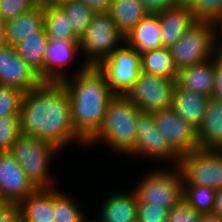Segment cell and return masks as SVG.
<instances>
[{
	"instance_id": "ffe728a7",
	"label": "cell",
	"mask_w": 222,
	"mask_h": 222,
	"mask_svg": "<svg viewBox=\"0 0 222 222\" xmlns=\"http://www.w3.org/2000/svg\"><path fill=\"white\" fill-rule=\"evenodd\" d=\"M210 97L176 85L172 101V109L196 130L202 124Z\"/></svg>"
},
{
	"instance_id": "ab89813d",
	"label": "cell",
	"mask_w": 222,
	"mask_h": 222,
	"mask_svg": "<svg viewBox=\"0 0 222 222\" xmlns=\"http://www.w3.org/2000/svg\"><path fill=\"white\" fill-rule=\"evenodd\" d=\"M95 12H106L111 0H83Z\"/></svg>"
},
{
	"instance_id": "4316f807",
	"label": "cell",
	"mask_w": 222,
	"mask_h": 222,
	"mask_svg": "<svg viewBox=\"0 0 222 222\" xmlns=\"http://www.w3.org/2000/svg\"><path fill=\"white\" fill-rule=\"evenodd\" d=\"M49 41L47 36H30L15 45L17 54L38 73L44 82V54Z\"/></svg>"
},
{
	"instance_id": "7bdbcfd3",
	"label": "cell",
	"mask_w": 222,
	"mask_h": 222,
	"mask_svg": "<svg viewBox=\"0 0 222 222\" xmlns=\"http://www.w3.org/2000/svg\"><path fill=\"white\" fill-rule=\"evenodd\" d=\"M214 25H215V33H216V46H218L220 43L218 41V37H222V16H220L215 22H214ZM218 27V28H217ZM218 31V32H217ZM220 33V35L218 34ZM218 43V44H217Z\"/></svg>"
},
{
	"instance_id": "816d5d0a",
	"label": "cell",
	"mask_w": 222,
	"mask_h": 222,
	"mask_svg": "<svg viewBox=\"0 0 222 222\" xmlns=\"http://www.w3.org/2000/svg\"><path fill=\"white\" fill-rule=\"evenodd\" d=\"M133 222H141L138 218L136 220H134Z\"/></svg>"
},
{
	"instance_id": "8992f818",
	"label": "cell",
	"mask_w": 222,
	"mask_h": 222,
	"mask_svg": "<svg viewBox=\"0 0 222 222\" xmlns=\"http://www.w3.org/2000/svg\"><path fill=\"white\" fill-rule=\"evenodd\" d=\"M172 170L159 169L138 182L133 191L136 193L139 203L150 206H165L171 209L183 198V178L178 166H172ZM174 169V170H173Z\"/></svg>"
},
{
	"instance_id": "6da1fadb",
	"label": "cell",
	"mask_w": 222,
	"mask_h": 222,
	"mask_svg": "<svg viewBox=\"0 0 222 222\" xmlns=\"http://www.w3.org/2000/svg\"><path fill=\"white\" fill-rule=\"evenodd\" d=\"M21 134L48 141L58 149L70 142H86L72 126L70 100L61 83L43 82L25 92L20 114Z\"/></svg>"
},
{
	"instance_id": "ac0fdd59",
	"label": "cell",
	"mask_w": 222,
	"mask_h": 222,
	"mask_svg": "<svg viewBox=\"0 0 222 222\" xmlns=\"http://www.w3.org/2000/svg\"><path fill=\"white\" fill-rule=\"evenodd\" d=\"M176 85L212 98L215 87V56L208 61L178 70Z\"/></svg>"
},
{
	"instance_id": "f6af8a7d",
	"label": "cell",
	"mask_w": 222,
	"mask_h": 222,
	"mask_svg": "<svg viewBox=\"0 0 222 222\" xmlns=\"http://www.w3.org/2000/svg\"><path fill=\"white\" fill-rule=\"evenodd\" d=\"M200 0H180L181 5L193 8Z\"/></svg>"
},
{
	"instance_id": "f1b7e54d",
	"label": "cell",
	"mask_w": 222,
	"mask_h": 222,
	"mask_svg": "<svg viewBox=\"0 0 222 222\" xmlns=\"http://www.w3.org/2000/svg\"><path fill=\"white\" fill-rule=\"evenodd\" d=\"M79 207L69 195L54 187L55 222H84L86 215Z\"/></svg>"
},
{
	"instance_id": "9a60e30c",
	"label": "cell",
	"mask_w": 222,
	"mask_h": 222,
	"mask_svg": "<svg viewBox=\"0 0 222 222\" xmlns=\"http://www.w3.org/2000/svg\"><path fill=\"white\" fill-rule=\"evenodd\" d=\"M79 50V41L49 40L44 54V82L60 83L68 78L64 68Z\"/></svg>"
},
{
	"instance_id": "30bf717a",
	"label": "cell",
	"mask_w": 222,
	"mask_h": 222,
	"mask_svg": "<svg viewBox=\"0 0 222 222\" xmlns=\"http://www.w3.org/2000/svg\"><path fill=\"white\" fill-rule=\"evenodd\" d=\"M97 67L104 73L115 95H126L141 72V56L125 43Z\"/></svg>"
},
{
	"instance_id": "7a4b0ae2",
	"label": "cell",
	"mask_w": 222,
	"mask_h": 222,
	"mask_svg": "<svg viewBox=\"0 0 222 222\" xmlns=\"http://www.w3.org/2000/svg\"><path fill=\"white\" fill-rule=\"evenodd\" d=\"M73 75L60 82L66 89L75 132L87 143L100 129L109 101L115 96L104 73L86 63Z\"/></svg>"
},
{
	"instance_id": "d590c367",
	"label": "cell",
	"mask_w": 222,
	"mask_h": 222,
	"mask_svg": "<svg viewBox=\"0 0 222 222\" xmlns=\"http://www.w3.org/2000/svg\"><path fill=\"white\" fill-rule=\"evenodd\" d=\"M169 210L165 206H150L139 203L137 218L141 222H166Z\"/></svg>"
},
{
	"instance_id": "ee69618b",
	"label": "cell",
	"mask_w": 222,
	"mask_h": 222,
	"mask_svg": "<svg viewBox=\"0 0 222 222\" xmlns=\"http://www.w3.org/2000/svg\"><path fill=\"white\" fill-rule=\"evenodd\" d=\"M72 0H47L44 4H50L53 6H61L64 3H67Z\"/></svg>"
},
{
	"instance_id": "44dd1931",
	"label": "cell",
	"mask_w": 222,
	"mask_h": 222,
	"mask_svg": "<svg viewBox=\"0 0 222 222\" xmlns=\"http://www.w3.org/2000/svg\"><path fill=\"white\" fill-rule=\"evenodd\" d=\"M197 142L199 149L222 150V102L213 97L197 130Z\"/></svg>"
},
{
	"instance_id": "3957f363",
	"label": "cell",
	"mask_w": 222,
	"mask_h": 222,
	"mask_svg": "<svg viewBox=\"0 0 222 222\" xmlns=\"http://www.w3.org/2000/svg\"><path fill=\"white\" fill-rule=\"evenodd\" d=\"M139 112L126 95H115L109 101L100 129L86 146L103 140L114 151L128 155L135 148Z\"/></svg>"
},
{
	"instance_id": "b9f144b4",
	"label": "cell",
	"mask_w": 222,
	"mask_h": 222,
	"mask_svg": "<svg viewBox=\"0 0 222 222\" xmlns=\"http://www.w3.org/2000/svg\"><path fill=\"white\" fill-rule=\"evenodd\" d=\"M197 222H222V220L214 214H201Z\"/></svg>"
},
{
	"instance_id": "74e56055",
	"label": "cell",
	"mask_w": 222,
	"mask_h": 222,
	"mask_svg": "<svg viewBox=\"0 0 222 222\" xmlns=\"http://www.w3.org/2000/svg\"><path fill=\"white\" fill-rule=\"evenodd\" d=\"M0 222H23L21 210L18 205H10L0 214Z\"/></svg>"
},
{
	"instance_id": "d4e9b609",
	"label": "cell",
	"mask_w": 222,
	"mask_h": 222,
	"mask_svg": "<svg viewBox=\"0 0 222 222\" xmlns=\"http://www.w3.org/2000/svg\"><path fill=\"white\" fill-rule=\"evenodd\" d=\"M141 71L152 75L176 79L177 68L170 48L160 47L140 53Z\"/></svg>"
},
{
	"instance_id": "ba28073f",
	"label": "cell",
	"mask_w": 222,
	"mask_h": 222,
	"mask_svg": "<svg viewBox=\"0 0 222 222\" xmlns=\"http://www.w3.org/2000/svg\"><path fill=\"white\" fill-rule=\"evenodd\" d=\"M183 185L222 188V150L196 148L181 156Z\"/></svg>"
},
{
	"instance_id": "277c9868",
	"label": "cell",
	"mask_w": 222,
	"mask_h": 222,
	"mask_svg": "<svg viewBox=\"0 0 222 222\" xmlns=\"http://www.w3.org/2000/svg\"><path fill=\"white\" fill-rule=\"evenodd\" d=\"M58 151L60 149L48 141L21 134L9 153L38 188H52L55 180L50 175L49 164Z\"/></svg>"
},
{
	"instance_id": "1f68e13d",
	"label": "cell",
	"mask_w": 222,
	"mask_h": 222,
	"mask_svg": "<svg viewBox=\"0 0 222 222\" xmlns=\"http://www.w3.org/2000/svg\"><path fill=\"white\" fill-rule=\"evenodd\" d=\"M20 135V116L0 117V152H9Z\"/></svg>"
},
{
	"instance_id": "f907efd6",
	"label": "cell",
	"mask_w": 222,
	"mask_h": 222,
	"mask_svg": "<svg viewBox=\"0 0 222 222\" xmlns=\"http://www.w3.org/2000/svg\"><path fill=\"white\" fill-rule=\"evenodd\" d=\"M39 3H45L47 0H37Z\"/></svg>"
},
{
	"instance_id": "60d3db41",
	"label": "cell",
	"mask_w": 222,
	"mask_h": 222,
	"mask_svg": "<svg viewBox=\"0 0 222 222\" xmlns=\"http://www.w3.org/2000/svg\"><path fill=\"white\" fill-rule=\"evenodd\" d=\"M212 214L222 220V188L215 190V205Z\"/></svg>"
},
{
	"instance_id": "cb8c5ba5",
	"label": "cell",
	"mask_w": 222,
	"mask_h": 222,
	"mask_svg": "<svg viewBox=\"0 0 222 222\" xmlns=\"http://www.w3.org/2000/svg\"><path fill=\"white\" fill-rule=\"evenodd\" d=\"M125 43L143 53L161 47V26L156 14H149L125 37Z\"/></svg>"
},
{
	"instance_id": "d6a6232c",
	"label": "cell",
	"mask_w": 222,
	"mask_h": 222,
	"mask_svg": "<svg viewBox=\"0 0 222 222\" xmlns=\"http://www.w3.org/2000/svg\"><path fill=\"white\" fill-rule=\"evenodd\" d=\"M39 4L37 0H0V21L13 20Z\"/></svg>"
},
{
	"instance_id": "7402d4cb",
	"label": "cell",
	"mask_w": 222,
	"mask_h": 222,
	"mask_svg": "<svg viewBox=\"0 0 222 222\" xmlns=\"http://www.w3.org/2000/svg\"><path fill=\"white\" fill-rule=\"evenodd\" d=\"M18 206L23 222H55L54 187L38 188Z\"/></svg>"
},
{
	"instance_id": "8d00e7d4",
	"label": "cell",
	"mask_w": 222,
	"mask_h": 222,
	"mask_svg": "<svg viewBox=\"0 0 222 222\" xmlns=\"http://www.w3.org/2000/svg\"><path fill=\"white\" fill-rule=\"evenodd\" d=\"M149 14H157L167 8L180 6V0H140Z\"/></svg>"
},
{
	"instance_id": "7dc6e473",
	"label": "cell",
	"mask_w": 222,
	"mask_h": 222,
	"mask_svg": "<svg viewBox=\"0 0 222 222\" xmlns=\"http://www.w3.org/2000/svg\"><path fill=\"white\" fill-rule=\"evenodd\" d=\"M9 206L10 204L0 195V214Z\"/></svg>"
},
{
	"instance_id": "8fae6325",
	"label": "cell",
	"mask_w": 222,
	"mask_h": 222,
	"mask_svg": "<svg viewBox=\"0 0 222 222\" xmlns=\"http://www.w3.org/2000/svg\"><path fill=\"white\" fill-rule=\"evenodd\" d=\"M135 148L128 154L134 157L145 156L153 160H169L178 166L181 155L170 145L167 138L158 130L153 113L139 112L137 116Z\"/></svg>"
},
{
	"instance_id": "f546056e",
	"label": "cell",
	"mask_w": 222,
	"mask_h": 222,
	"mask_svg": "<svg viewBox=\"0 0 222 222\" xmlns=\"http://www.w3.org/2000/svg\"><path fill=\"white\" fill-rule=\"evenodd\" d=\"M183 199L200 214H211L215 205V190L203 186L183 185Z\"/></svg>"
},
{
	"instance_id": "bcb514c9",
	"label": "cell",
	"mask_w": 222,
	"mask_h": 222,
	"mask_svg": "<svg viewBox=\"0 0 222 222\" xmlns=\"http://www.w3.org/2000/svg\"><path fill=\"white\" fill-rule=\"evenodd\" d=\"M5 44L4 23L0 21V46H4Z\"/></svg>"
},
{
	"instance_id": "c3c4849f",
	"label": "cell",
	"mask_w": 222,
	"mask_h": 222,
	"mask_svg": "<svg viewBox=\"0 0 222 222\" xmlns=\"http://www.w3.org/2000/svg\"><path fill=\"white\" fill-rule=\"evenodd\" d=\"M221 45V46H220ZM219 47L216 46L215 50V56L222 61V44H220Z\"/></svg>"
},
{
	"instance_id": "83f0119b",
	"label": "cell",
	"mask_w": 222,
	"mask_h": 222,
	"mask_svg": "<svg viewBox=\"0 0 222 222\" xmlns=\"http://www.w3.org/2000/svg\"><path fill=\"white\" fill-rule=\"evenodd\" d=\"M60 7L68 15L74 34L81 39L96 12L83 0H72Z\"/></svg>"
},
{
	"instance_id": "f35d334b",
	"label": "cell",
	"mask_w": 222,
	"mask_h": 222,
	"mask_svg": "<svg viewBox=\"0 0 222 222\" xmlns=\"http://www.w3.org/2000/svg\"><path fill=\"white\" fill-rule=\"evenodd\" d=\"M213 98L222 102V61L215 56V87Z\"/></svg>"
},
{
	"instance_id": "5bb4252c",
	"label": "cell",
	"mask_w": 222,
	"mask_h": 222,
	"mask_svg": "<svg viewBox=\"0 0 222 222\" xmlns=\"http://www.w3.org/2000/svg\"><path fill=\"white\" fill-rule=\"evenodd\" d=\"M153 115L158 130L181 156L198 148L197 130L172 108L154 112Z\"/></svg>"
},
{
	"instance_id": "603a6c76",
	"label": "cell",
	"mask_w": 222,
	"mask_h": 222,
	"mask_svg": "<svg viewBox=\"0 0 222 222\" xmlns=\"http://www.w3.org/2000/svg\"><path fill=\"white\" fill-rule=\"evenodd\" d=\"M106 12L125 37L149 15L140 0H111Z\"/></svg>"
},
{
	"instance_id": "484cf974",
	"label": "cell",
	"mask_w": 222,
	"mask_h": 222,
	"mask_svg": "<svg viewBox=\"0 0 222 222\" xmlns=\"http://www.w3.org/2000/svg\"><path fill=\"white\" fill-rule=\"evenodd\" d=\"M44 29L49 40L80 41L70 26L68 15L60 6L45 4Z\"/></svg>"
},
{
	"instance_id": "52a82bcc",
	"label": "cell",
	"mask_w": 222,
	"mask_h": 222,
	"mask_svg": "<svg viewBox=\"0 0 222 222\" xmlns=\"http://www.w3.org/2000/svg\"><path fill=\"white\" fill-rule=\"evenodd\" d=\"M211 22H197L170 47L177 70L199 64L215 56L216 33Z\"/></svg>"
},
{
	"instance_id": "836d02e7",
	"label": "cell",
	"mask_w": 222,
	"mask_h": 222,
	"mask_svg": "<svg viewBox=\"0 0 222 222\" xmlns=\"http://www.w3.org/2000/svg\"><path fill=\"white\" fill-rule=\"evenodd\" d=\"M192 10L197 22L214 23L222 16V0H200Z\"/></svg>"
},
{
	"instance_id": "2e32d148",
	"label": "cell",
	"mask_w": 222,
	"mask_h": 222,
	"mask_svg": "<svg viewBox=\"0 0 222 222\" xmlns=\"http://www.w3.org/2000/svg\"><path fill=\"white\" fill-rule=\"evenodd\" d=\"M45 4L39 3L31 10L4 23L5 43L15 46L30 36H47L44 29Z\"/></svg>"
},
{
	"instance_id": "9c48e42d",
	"label": "cell",
	"mask_w": 222,
	"mask_h": 222,
	"mask_svg": "<svg viewBox=\"0 0 222 222\" xmlns=\"http://www.w3.org/2000/svg\"><path fill=\"white\" fill-rule=\"evenodd\" d=\"M176 79L140 72L126 96L140 112L154 113L172 107Z\"/></svg>"
},
{
	"instance_id": "7c38bea8",
	"label": "cell",
	"mask_w": 222,
	"mask_h": 222,
	"mask_svg": "<svg viewBox=\"0 0 222 222\" xmlns=\"http://www.w3.org/2000/svg\"><path fill=\"white\" fill-rule=\"evenodd\" d=\"M43 81L16 51L15 46H0V85L28 92L38 88Z\"/></svg>"
},
{
	"instance_id": "e575fe53",
	"label": "cell",
	"mask_w": 222,
	"mask_h": 222,
	"mask_svg": "<svg viewBox=\"0 0 222 222\" xmlns=\"http://www.w3.org/2000/svg\"><path fill=\"white\" fill-rule=\"evenodd\" d=\"M201 214L183 198L168 213L166 222H197Z\"/></svg>"
},
{
	"instance_id": "4dcf8cb0",
	"label": "cell",
	"mask_w": 222,
	"mask_h": 222,
	"mask_svg": "<svg viewBox=\"0 0 222 222\" xmlns=\"http://www.w3.org/2000/svg\"><path fill=\"white\" fill-rule=\"evenodd\" d=\"M23 96L17 88L0 85V117L20 116Z\"/></svg>"
},
{
	"instance_id": "681fc988",
	"label": "cell",
	"mask_w": 222,
	"mask_h": 222,
	"mask_svg": "<svg viewBox=\"0 0 222 222\" xmlns=\"http://www.w3.org/2000/svg\"><path fill=\"white\" fill-rule=\"evenodd\" d=\"M88 218H86V220L84 222H97L96 220H87Z\"/></svg>"
},
{
	"instance_id": "5b68a950",
	"label": "cell",
	"mask_w": 222,
	"mask_h": 222,
	"mask_svg": "<svg viewBox=\"0 0 222 222\" xmlns=\"http://www.w3.org/2000/svg\"><path fill=\"white\" fill-rule=\"evenodd\" d=\"M122 42V43H121ZM125 44V36L115 25L107 12H96L85 34L79 41L80 51L84 52V63L98 66L116 49Z\"/></svg>"
},
{
	"instance_id": "e0dca14e",
	"label": "cell",
	"mask_w": 222,
	"mask_h": 222,
	"mask_svg": "<svg viewBox=\"0 0 222 222\" xmlns=\"http://www.w3.org/2000/svg\"><path fill=\"white\" fill-rule=\"evenodd\" d=\"M161 26V47L170 48L197 23L192 8L184 5L156 14Z\"/></svg>"
},
{
	"instance_id": "d6986e66",
	"label": "cell",
	"mask_w": 222,
	"mask_h": 222,
	"mask_svg": "<svg viewBox=\"0 0 222 222\" xmlns=\"http://www.w3.org/2000/svg\"><path fill=\"white\" fill-rule=\"evenodd\" d=\"M97 222H133L138 217V198L133 192H116L106 196Z\"/></svg>"
},
{
	"instance_id": "4fadbf2b",
	"label": "cell",
	"mask_w": 222,
	"mask_h": 222,
	"mask_svg": "<svg viewBox=\"0 0 222 222\" xmlns=\"http://www.w3.org/2000/svg\"><path fill=\"white\" fill-rule=\"evenodd\" d=\"M38 187L9 152H0V195L10 204L18 205Z\"/></svg>"
}]
</instances>
